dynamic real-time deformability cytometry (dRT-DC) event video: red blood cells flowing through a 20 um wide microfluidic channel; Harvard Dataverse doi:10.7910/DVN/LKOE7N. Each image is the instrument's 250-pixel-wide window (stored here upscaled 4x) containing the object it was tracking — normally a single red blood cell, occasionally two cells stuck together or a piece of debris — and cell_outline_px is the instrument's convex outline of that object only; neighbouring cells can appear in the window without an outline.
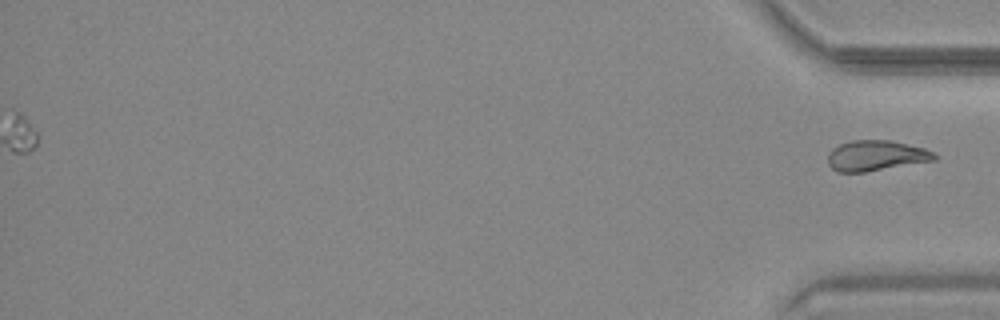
{"species": "common noctule bat (a hibernating species)", "species_latin": "Nyctalus noctula", "temperature_condition": "warm", "stored_images_in_passage": 50, "camera_frame_rate_fps": 3000, "um_per_image_px": 0.085, "animal": {"sex": "male", "body_mass_g": 20.4}, "frame": {"image": 1, "passage_image": 50, "time_ms": 16.333, "image_size_px": [1000, 320], "cell_outline_px": [[936, 160], [864, 172], [836, 172], [828, 164], [828, 152], [832, 148], [840, 144], [852, 140], [888, 140], [924, 148], [932, 152], [936, 156]], "centroid_in_image_um": [74.41, 13.23], "position_along_channel_um": 360.8, "area_um2": 18.79}}